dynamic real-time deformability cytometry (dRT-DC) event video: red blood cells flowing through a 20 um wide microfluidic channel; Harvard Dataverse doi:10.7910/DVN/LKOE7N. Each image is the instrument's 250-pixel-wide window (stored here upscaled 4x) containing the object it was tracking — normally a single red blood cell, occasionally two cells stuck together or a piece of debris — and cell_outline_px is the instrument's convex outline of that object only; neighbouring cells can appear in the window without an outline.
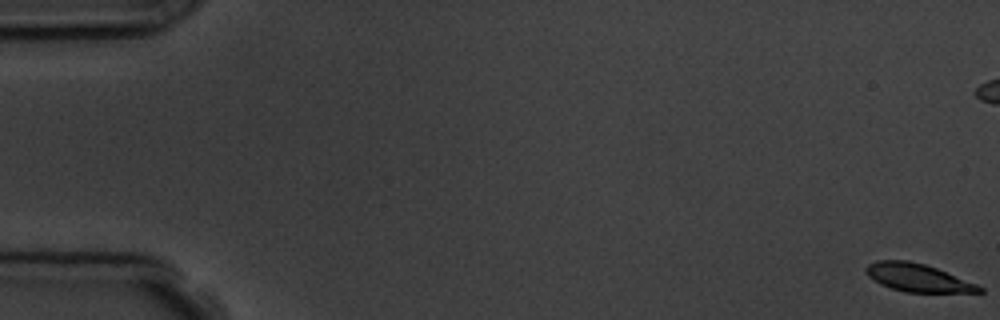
{"species": "common noctule bat (a hibernating species)", "species_latin": "Nyctalus noctula", "temperature_condition": "room temperature", "stored_images_in_passage": 6, "camera_frame_rate_fps": 3000, "um_per_image_px": 0.085, "animal": {"sex": "male", "body_mass_g": 19.5, "forearm_length_mm": 54.6}, "frame": {"image": 1, "passage_image": 1, "time_ms": 0.0, "image_size_px": [1000, 320], "cell_outline_px": [[984, 292], [904, 292], [880, 284], [868, 276], [864, 272], [864, 268], [868, 264], [876, 260], [908, 260], [924, 264], [936, 268], [976, 284], [984, 288]], "centroid_in_image_um": [77.96, 23.6], "position_along_channel_um": 7.0, "area_um2": 18.32}}
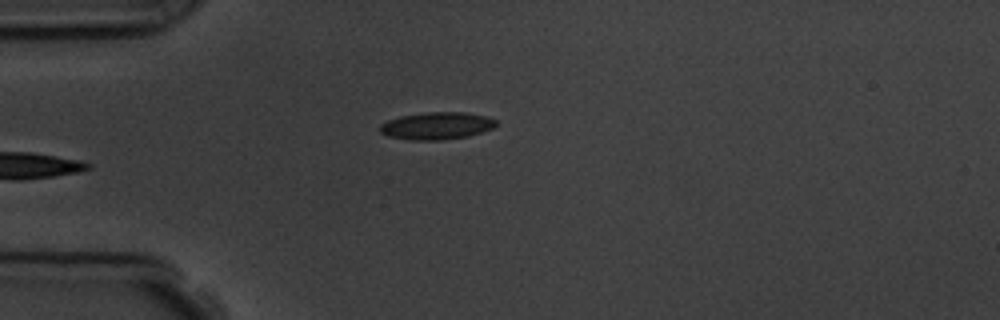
{"frame": {"image": 2, "passage_image": 6, "time_ms": 6.333, "image_size_px": [1000, 320], "cell_outline_px": [[496, 124], [492, 128], [468, 136], [440, 140], [412, 140], [388, 136], [380, 132], [380, 124], [388, 120], [400, 116], [424, 112], [464, 112], [484, 116], [496, 120]], "centroid_in_image_um": [37.08, 10.69], "position_along_channel_um": 47.9, "area_um2": 18.32}}